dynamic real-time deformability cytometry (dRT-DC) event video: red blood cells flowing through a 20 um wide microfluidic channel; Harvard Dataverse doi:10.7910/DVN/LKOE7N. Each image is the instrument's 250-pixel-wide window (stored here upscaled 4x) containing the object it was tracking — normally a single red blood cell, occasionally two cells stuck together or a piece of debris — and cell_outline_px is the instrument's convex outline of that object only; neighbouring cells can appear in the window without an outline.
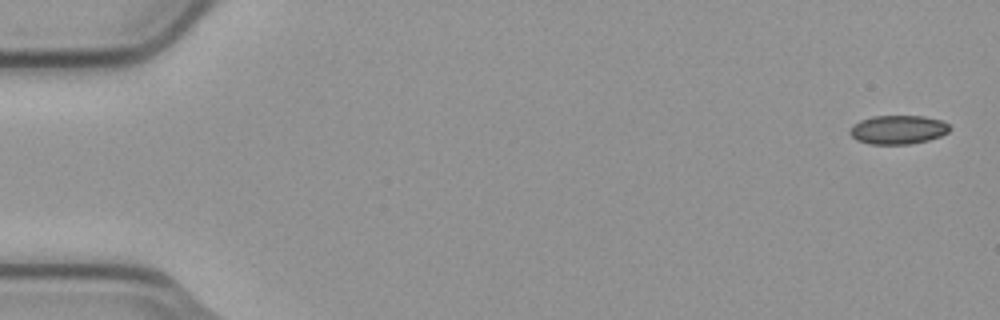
{"species": "common noctule bat (a hibernating species)", "species_latin": "Nyctalus noctula", "temperature_condition": "cold", "stored_images_in_passage": 6, "camera_frame_rate_fps": 3000, "um_per_image_px": 0.085, "animal": {"sex": "male", "body_mass_g": 23.1, "forearm_length_mm": 52.7}, "frame": {"image": 1, "passage_image": 1, "time_ms": 0.0, "image_size_px": [1000, 320], "cell_outline_px": [[952, 128], [948, 132], [940, 136], [928, 140], [912, 144], [868, 144], [856, 140], [848, 132], [852, 124], [860, 120], [872, 116], [924, 116], [940, 120], [948, 124]], "centroid_in_image_um": [76.31, 11.02], "position_along_channel_um": 8.7, "area_um2": 16.94}}
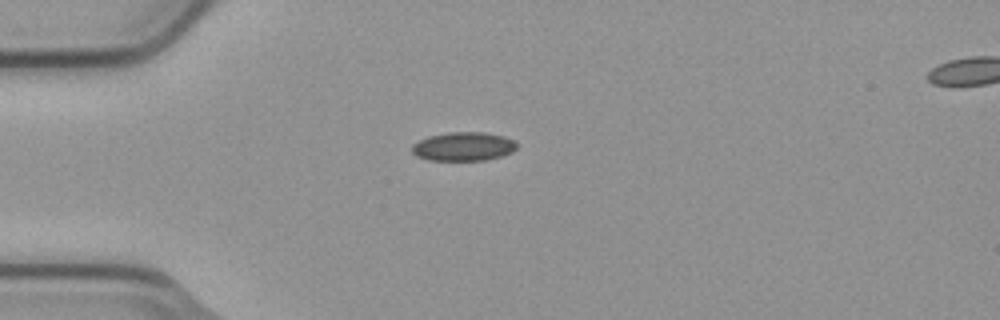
{"frame": {"image": 2, "passage_image": 4, "time_ms": 1.0, "image_size_px": [1000, 320], "cell_outline_px": [[516, 148], [512, 152], [500, 156], [484, 160], [428, 160], [416, 156], [412, 152], [412, 144], [428, 136], [448, 132], [484, 132], [504, 136], [512, 140], [516, 144]], "centroid_in_image_um": [39.36, 12.45], "position_along_channel_um": 45.6, "area_um2": 17.51}}
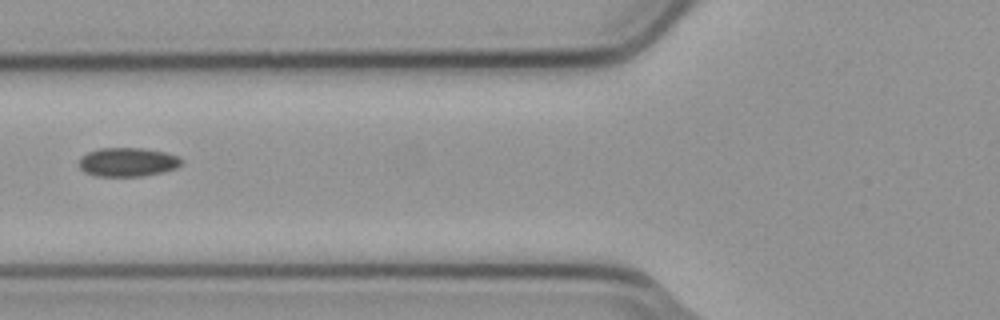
{"frame": {"image": 3, "passage_image": 6, "time_ms": 1.667, "image_size_px": [1000, 320], "cell_outline_px": [[180, 164], [176, 168], [160, 172], [140, 176], [96, 176], [84, 172], [80, 168], [80, 156], [88, 152], [100, 148], [144, 148], [164, 152], [180, 156]], "centroid_in_image_um": [10.82, 13.77], "position_along_channel_um": 115.0, "area_um2": 17.11}}